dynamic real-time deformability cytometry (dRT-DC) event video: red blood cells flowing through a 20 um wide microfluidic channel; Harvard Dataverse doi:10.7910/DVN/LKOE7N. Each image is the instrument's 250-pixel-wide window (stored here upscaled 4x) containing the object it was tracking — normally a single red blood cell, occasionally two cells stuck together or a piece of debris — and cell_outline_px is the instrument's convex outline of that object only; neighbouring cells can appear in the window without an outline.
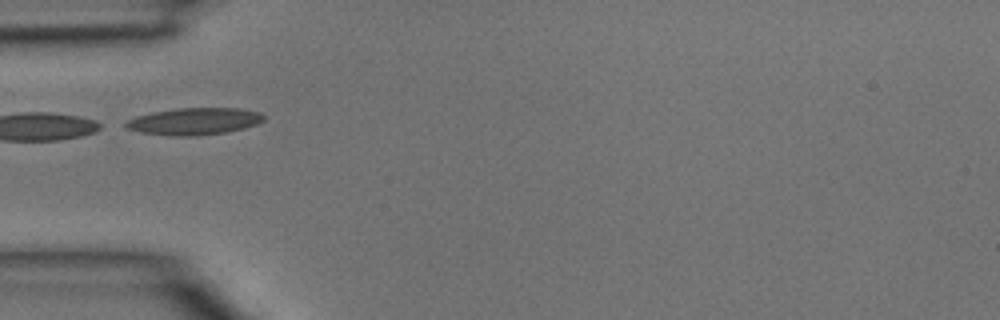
{"species": "common noctule bat (a hibernating species)", "species_latin": "Nyctalus noctula", "temperature_condition": "room temperature", "stored_images_in_passage": 3, "camera_frame_rate_fps": 3000, "um_per_image_px": 0.085, "animal": {"sex": "male", "body_mass_g": 15.6}, "frame": {"image": 1, "passage_image": 2, "time_ms": 0.333, "image_size_px": [1000, 320], "cell_outline_px": [[264, 120], [256, 124], [244, 128], [224, 132], [196, 136], [172, 136], [140, 132], [124, 128], [124, 124], [128, 120], [136, 116], [152, 112], [176, 108], [240, 108], [260, 112], [264, 116]], "centroid_in_image_um": [16.49, 10.31], "position_along_channel_um": 68.5, "area_um2": 21.73}}